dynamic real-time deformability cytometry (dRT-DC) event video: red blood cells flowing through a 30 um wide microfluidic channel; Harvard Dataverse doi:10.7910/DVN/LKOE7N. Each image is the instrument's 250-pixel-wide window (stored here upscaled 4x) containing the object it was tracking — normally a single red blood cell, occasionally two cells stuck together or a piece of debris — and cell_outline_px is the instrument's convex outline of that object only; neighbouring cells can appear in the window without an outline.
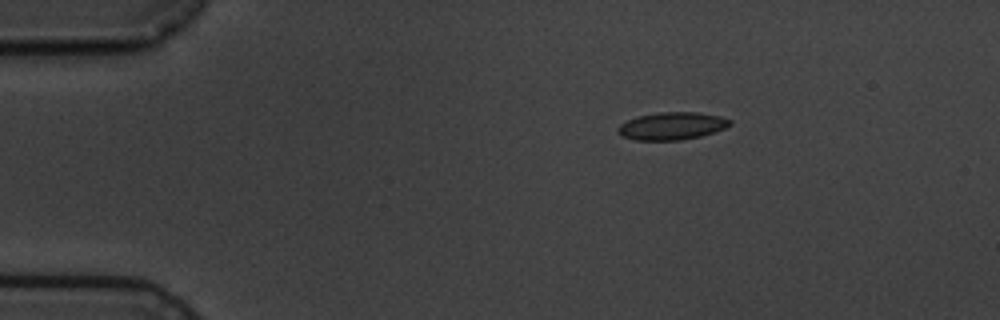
{"species": "common noctule bat (a hibernating species)", "species_latin": "Nyctalus noctula", "temperature_condition": "cold", "stored_images_in_passage": 4, "camera_frame_rate_fps": 3000, "um_per_image_px": 0.085, "animal": {"sex": "male", "body_mass_g": 19.5, "forearm_length_mm": 54.6}, "frame": {"image": 1, "passage_image": 2, "time_ms": 2.0, "image_size_px": [1000, 320], "cell_outline_px": [[732, 124], [724, 128], [700, 136], [680, 140], [636, 140], [620, 136], [616, 132], [616, 128], [620, 124], [636, 116], [660, 112], [696, 112], [720, 116], [732, 120]], "centroid_in_image_um": [57.07, 10.7], "position_along_channel_um": 27.9, "area_um2": 18.03}}